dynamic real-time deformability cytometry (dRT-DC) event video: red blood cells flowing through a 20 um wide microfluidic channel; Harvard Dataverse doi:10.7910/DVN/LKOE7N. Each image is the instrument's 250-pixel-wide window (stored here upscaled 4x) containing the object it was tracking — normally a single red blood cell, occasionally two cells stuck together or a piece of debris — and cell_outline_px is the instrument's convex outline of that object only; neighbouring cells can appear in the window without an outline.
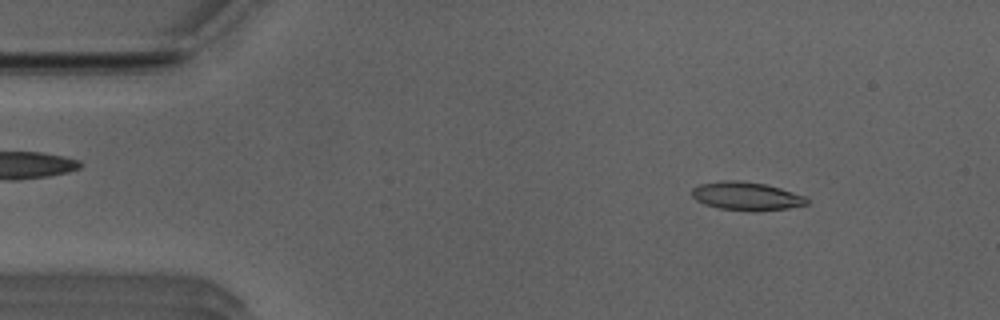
{"species": "Egyptian fruit bat (a non-hibernating species)", "species_latin": "Rousettus aegyptiacus", "temperature_condition": "room temperature", "stored_images_in_passage": 50, "camera_frame_rate_fps": 3000, "um_per_image_px": 0.085, "animal": {"sex": "male"}, "frame": {"image": 1, "passage_image": 6, "time_ms": 1.667, "image_size_px": [1000, 320], "cell_outline_px": [[808, 204], [788, 208], [720, 208], [704, 204], [696, 200], [692, 196], [692, 188], [700, 184], [720, 180], [740, 180], [764, 184], [780, 188], [804, 196], [808, 200]], "centroid_in_image_um": [63.38, 16.61], "position_along_channel_um": 21.6, "area_um2": 18.03}}
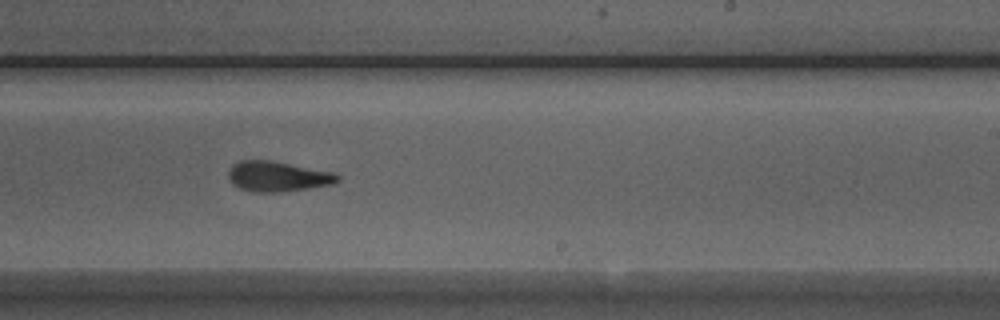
{"frame": {"image": 2, "passage_image": 30, "time_ms": 9.667, "image_size_px": [1000, 320], "cell_outline_px": [[340, 180], [332, 184], [280, 192], [252, 192], [240, 188], [232, 184], [228, 176], [228, 172], [232, 164], [240, 160], [272, 160], [332, 172], [340, 176]], "centroid_in_image_um": [23.56, 14.99], "position_along_channel_um": 265.4, "area_um2": 19.19}}
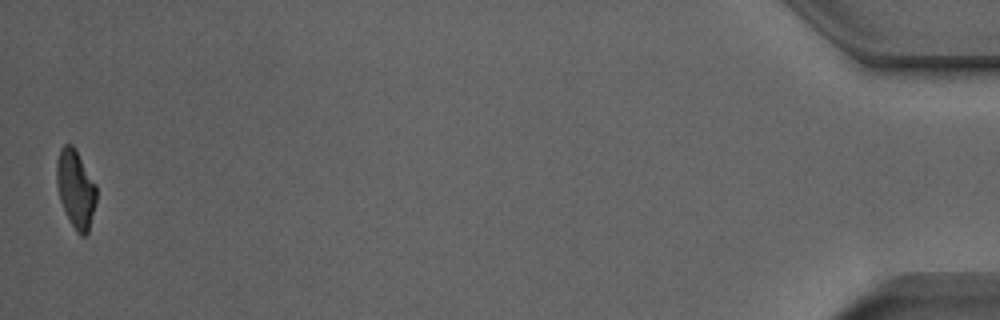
{"frame": {"image": 3, "passage_image": 50, "time_ms": 16.333, "image_size_px": [1000, 320], "cell_outline_px": [[96, 200], [88, 232], [84, 236], [80, 236], [76, 232], [60, 200], [56, 184], [56, 160], [60, 148], [64, 144], [72, 144], [76, 148], [96, 184]], "centroid_in_image_um": [6.42, 16.0], "position_along_channel_um": 428.8, "area_um2": 18.15}, "authors_computed_cell_mechanics": {"area_um2": 19.1029, "velocity_mm_per_s": 3.9816, "shape_relaxation_time_tau1_ms": 5.0074, "shape_relaxation_time_tau2_ms": 3.8274, "deformation_change_tau1": 0.192, "deformation_change_tau2": 0.1179}}